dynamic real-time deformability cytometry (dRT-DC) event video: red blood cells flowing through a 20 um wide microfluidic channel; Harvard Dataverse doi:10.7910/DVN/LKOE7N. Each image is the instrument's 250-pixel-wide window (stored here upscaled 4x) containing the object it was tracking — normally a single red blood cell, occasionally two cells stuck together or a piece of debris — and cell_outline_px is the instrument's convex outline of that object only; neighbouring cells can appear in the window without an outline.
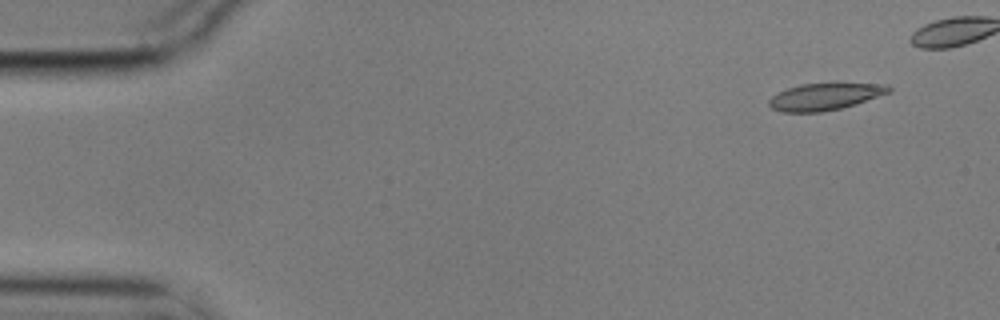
{"species": "common noctule bat (a hibernating species)", "species_latin": "Nyctalus noctula", "temperature_condition": "cold", "stored_images_in_passage": 7, "camera_frame_rate_fps": 3000, "um_per_image_px": 0.085, "animal": {"sex": "male", "body_mass_g": 17.9}, "frame": {"image": 1, "passage_image": 1, "time_ms": 0.0, "image_size_px": [1000, 320], "cell_outline_px": [[892, 92], [856, 104], [840, 108], [820, 112], [784, 112], [772, 108], [768, 104], [768, 100], [772, 96], [788, 88], [800, 84], [888, 84], [892, 88]], "centroid_in_image_um": [70.14, 8.22], "position_along_channel_um": 14.9, "area_um2": 18.55}}
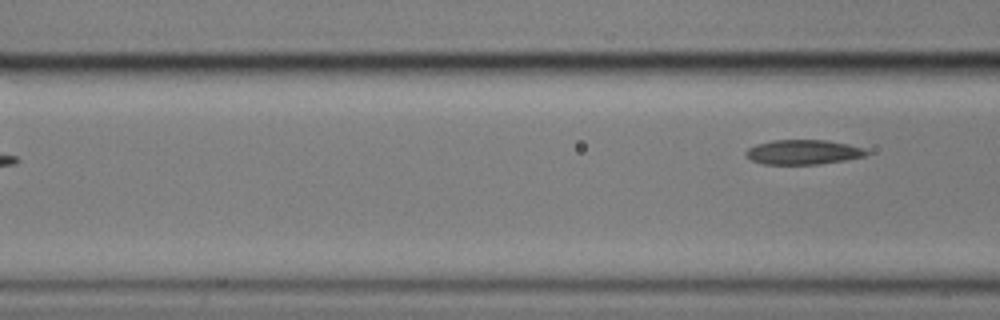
{"frame": {"image": 2, "passage_image": 7, "time_ms": 2.0, "image_size_px": [1000, 320], "cell_outline_px": [[868, 152], [864, 156], [844, 160], [820, 164], [764, 164], [752, 160], [744, 152], [748, 148], [756, 144], [772, 140], [828, 140], [848, 144], [864, 148]], "centroid_in_image_um": [68.26, 12.92], "position_along_channel_um": 98.3, "area_um2": 17.22}}